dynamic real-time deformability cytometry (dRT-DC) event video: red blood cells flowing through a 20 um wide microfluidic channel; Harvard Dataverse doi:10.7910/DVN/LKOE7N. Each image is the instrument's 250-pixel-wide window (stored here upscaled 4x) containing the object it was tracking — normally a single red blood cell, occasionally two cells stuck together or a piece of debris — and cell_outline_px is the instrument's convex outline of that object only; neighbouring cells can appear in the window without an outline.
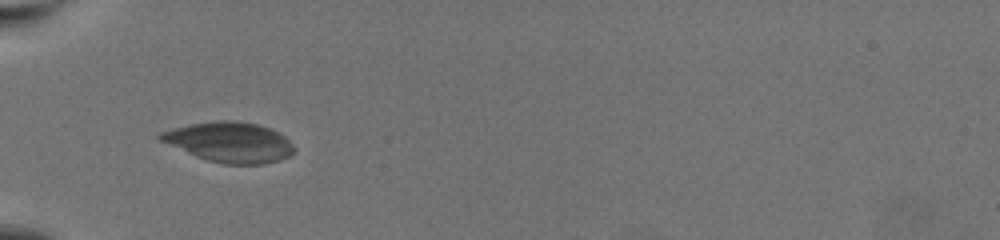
{"species": "common noctule bat (a hibernating species)", "species_latin": "Nyctalus noctula", "temperature_condition": "warm", "stored_images_in_passage": 41, "camera_frame_rate_fps": 3000, "um_per_image_px": 0.085, "animal": {"sex": "female", "body_mass_g": 19.5, "forearm_length_mm": 54.1}, "frame": {"image": 1, "passage_image": 1, "time_ms": 0.0, "image_size_px": [1000, 240], "cell_outline_px": [[296, 148], [288, 156], [280, 160], [264, 164], [224, 164], [208, 160], [196, 156], [156, 140], [156, 136], [160, 132], [172, 128], [192, 124], [220, 120], [232, 120], [256, 124], [268, 128], [284, 136]], "centroid_in_image_um": [19.46, 12.09], "position_along_channel_um": 65.5, "area_um2": 31.15}}
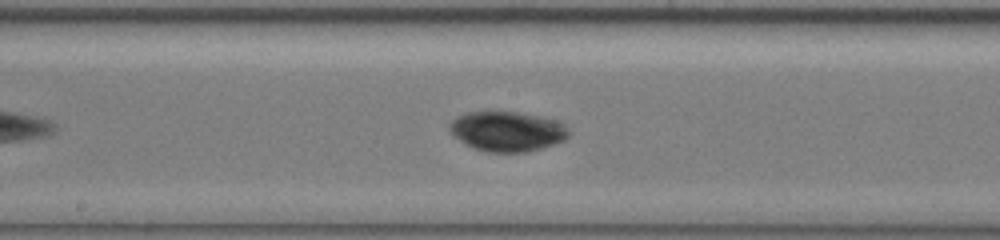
{"frame": {"image": 2, "passage_image": 14, "time_ms": 4.333, "image_size_px": [1000, 240], "cell_outline_px": [[568, 136], [564, 140], [556, 144], [528, 152], [484, 152], [472, 148], [464, 144], [452, 136], [448, 128], [448, 124], [452, 120], [468, 112], [516, 112], [540, 116], [556, 120], [568, 132]], "centroid_in_image_um": [43.05, 11.19], "position_along_channel_um": 205.1, "area_um2": 27.74}}
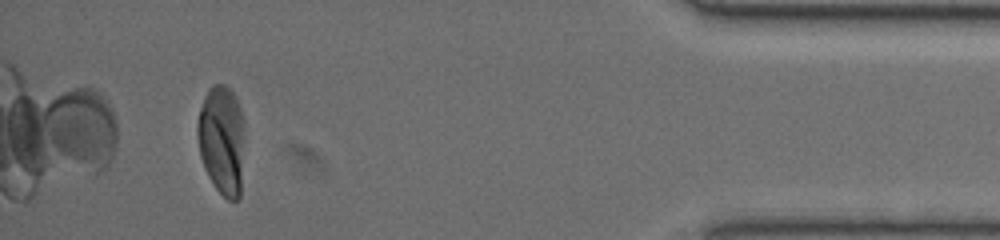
{"frame": {"image": 3, "passage_image": 37, "time_ms": 12.0, "image_size_px": [1000, 240], "cell_outline_px": [[240, 196], [236, 200], [228, 200], [216, 188], [208, 176], [204, 168], [200, 156], [196, 136], [196, 128], [200, 108], [204, 96], [208, 88], [212, 84], [224, 84], [232, 92], [240, 108]], "centroid_in_image_um": [18.75, 11.87], "position_along_channel_um": 416.4, "area_um2": 28.84}, "authors_computed_cell_mechanics": {"area_um2": 28.3798, "velocity_mm_per_s": 3.3969, "shape_relaxation_time_tau1_ms": 5.9466, "shape_relaxation_time_tau2_ms": 3.0034, "deformation_change_tau1": 0.1929, "deformation_change_tau2": 0.0364}}